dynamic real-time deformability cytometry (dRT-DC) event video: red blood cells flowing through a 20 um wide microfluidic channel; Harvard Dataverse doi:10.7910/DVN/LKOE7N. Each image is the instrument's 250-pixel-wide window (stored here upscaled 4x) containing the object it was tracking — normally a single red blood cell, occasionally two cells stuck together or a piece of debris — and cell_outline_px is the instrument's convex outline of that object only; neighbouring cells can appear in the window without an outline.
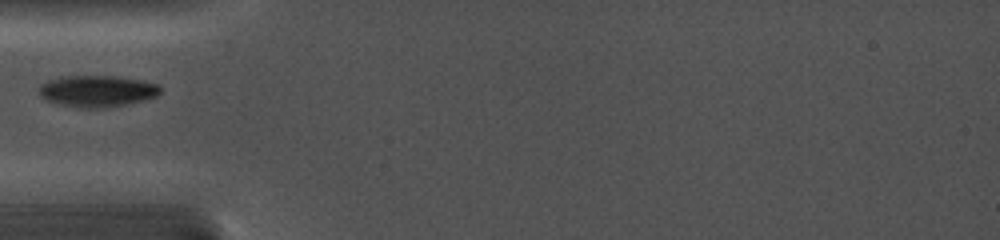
{"species": "common noctule bat (a hibernating species)", "species_latin": "Nyctalus noctula", "temperature_condition": "cold", "stored_images_in_passage": 31, "camera_frame_rate_fps": 5000, "um_per_image_px": 0.085, "animal": {"sex": "female", "body_mass_g": 19.0, "forearm_length_mm": 56.7}, "frame": {"image": 1, "passage_image": 1, "time_ms": 0.0, "image_size_px": [1000, 240], "cell_outline_px": [[160, 92], [156, 96], [144, 100], [128, 104], [104, 108], [80, 108], [60, 104], [44, 100], [40, 96], [40, 84], [48, 80], [64, 76], [116, 76], [140, 80], [156, 84], [160, 88]], "centroid_in_image_um": [8.23, 7.75], "position_along_channel_um": 76.8, "area_um2": 22.25}}
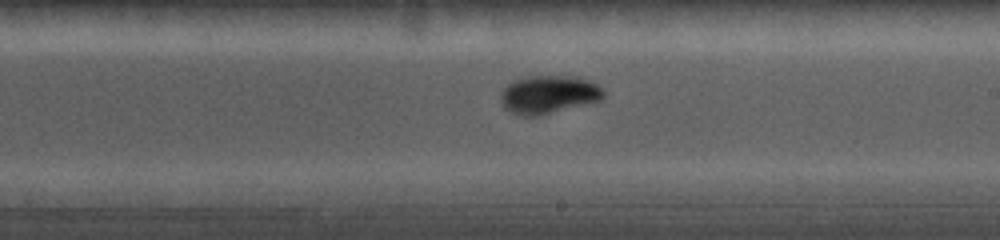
{"frame": {"image": 2, "passage_image": 13, "time_ms": 4.2, "image_size_px": [1000, 240], "cell_outline_px": [[604, 96], [600, 100], [536, 116], [520, 116], [504, 108], [500, 100], [500, 92], [512, 80], [528, 76], [580, 76], [604, 88]], "centroid_in_image_um": [46.61, 8.01], "position_along_channel_um": 242.4, "area_um2": 22.89}}
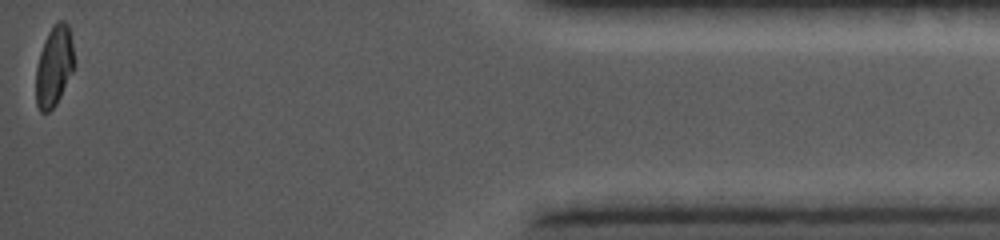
{"frame": {"image": 3, "passage_image": 31, "time_ms": 10.4, "image_size_px": [1000, 240], "cell_outline_px": [[72, 72], [56, 104], [48, 112], [40, 112], [36, 104], [36, 68], [40, 52], [44, 40], [52, 24], [56, 20], [64, 20], [68, 24], [72, 40]], "centroid_in_image_um": [4.57, 5.59], "position_along_channel_um": 430.6, "area_um2": 17.74}}